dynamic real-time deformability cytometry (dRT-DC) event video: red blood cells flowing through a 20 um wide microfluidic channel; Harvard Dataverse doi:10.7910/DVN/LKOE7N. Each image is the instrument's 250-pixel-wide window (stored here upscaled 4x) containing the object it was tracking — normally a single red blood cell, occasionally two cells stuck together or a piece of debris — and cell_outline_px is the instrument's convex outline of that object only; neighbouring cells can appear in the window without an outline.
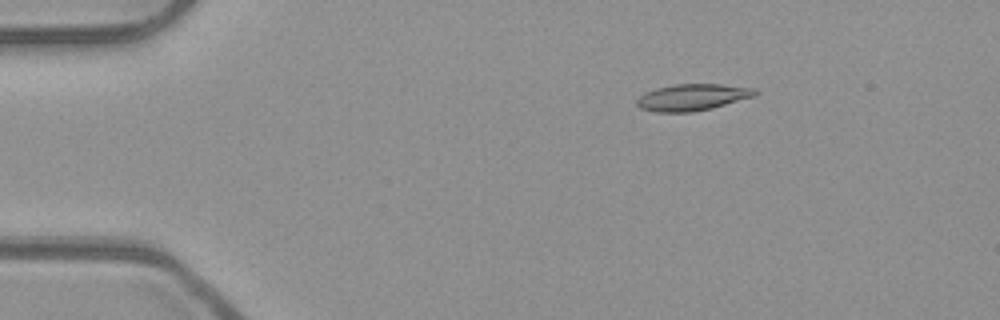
{"species": "common noctule bat (a hibernating species)", "species_latin": "Nyctalus noctula", "temperature_condition": "room temperature", "stored_images_in_passage": 6, "camera_frame_rate_fps": 3000, "um_per_image_px": 0.085, "animal": {"sex": "male", "body_mass_g": 23.1, "forearm_length_mm": 52.7}, "frame": {"image": 1, "passage_image": 3, "time_ms": 0.667, "image_size_px": [1000, 320], "cell_outline_px": [[756, 96], [712, 108], [692, 112], [656, 112], [640, 108], [636, 104], [636, 100], [644, 92], [656, 88], [676, 84], [720, 84], [756, 88]], "centroid_in_image_um": [58.85, 8.27], "position_along_channel_um": 26.2, "area_um2": 18.38}}